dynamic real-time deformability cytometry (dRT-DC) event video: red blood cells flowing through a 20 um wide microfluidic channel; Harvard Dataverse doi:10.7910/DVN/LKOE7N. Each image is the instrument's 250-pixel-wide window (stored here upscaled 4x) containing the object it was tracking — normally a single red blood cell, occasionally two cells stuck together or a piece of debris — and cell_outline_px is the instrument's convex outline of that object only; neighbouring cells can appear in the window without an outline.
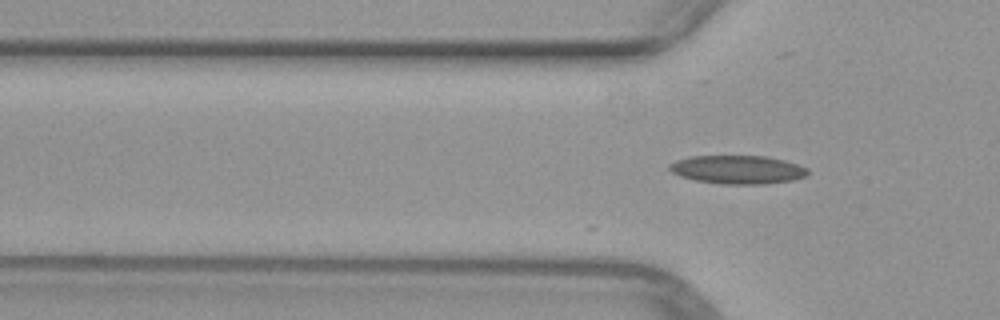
{"species": "common noctule bat (a hibernating species)", "species_latin": "Nyctalus noctula", "temperature_condition": "warm", "stored_images_in_passage": 2, "camera_frame_rate_fps": 3000, "um_per_image_px": 0.085, "animal": {"sex": "female", "body_mass_g": 29.2, "forearm_length_mm": 56.3}, "frame": {"image": 1, "passage_image": 2, "time_ms": 0.333, "image_size_px": [1000, 320], "cell_outline_px": [[808, 172], [804, 176], [792, 180], [764, 184], [724, 184], [696, 180], [680, 176], [672, 172], [668, 168], [668, 164], [676, 160], [692, 156], [768, 156], [784, 160], [808, 168]], "centroid_in_image_um": [62.68, 14.41], "position_along_channel_um": 63.1, "area_um2": 22.83}}